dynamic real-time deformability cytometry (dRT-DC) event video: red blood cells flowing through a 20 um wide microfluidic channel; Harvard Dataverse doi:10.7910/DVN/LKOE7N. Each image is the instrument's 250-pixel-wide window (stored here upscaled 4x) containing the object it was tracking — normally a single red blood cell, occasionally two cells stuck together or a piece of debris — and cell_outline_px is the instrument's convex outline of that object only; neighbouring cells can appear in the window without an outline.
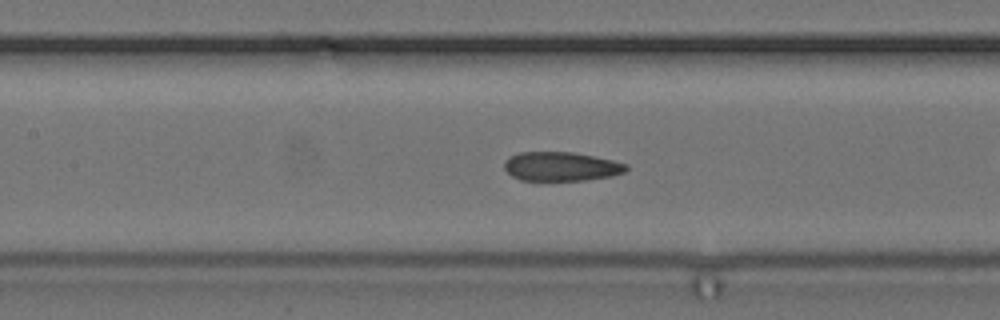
{"species": "common noctule bat (a hibernating species)", "species_latin": "Nyctalus noctula", "temperature_condition": "cold", "stored_images_in_passage": 16, "camera_frame_rate_fps": 3000, "um_per_image_px": 0.085, "animal": {"sex": "female", "body_mass_g": 24.6, "forearm_length_mm": 56.2}, "frame": {"image": 1, "passage_image": 13, "time_ms": 4.0, "image_size_px": [1000, 320], "cell_outline_px": [[628, 168], [624, 172], [612, 176], [588, 180], [520, 180], [512, 176], [504, 168], [504, 160], [508, 156], [520, 152], [572, 152], [612, 160], [628, 164]], "centroid_in_image_um": [47.68, 14.15], "position_along_channel_um": 159.7, "area_um2": 20.69}}